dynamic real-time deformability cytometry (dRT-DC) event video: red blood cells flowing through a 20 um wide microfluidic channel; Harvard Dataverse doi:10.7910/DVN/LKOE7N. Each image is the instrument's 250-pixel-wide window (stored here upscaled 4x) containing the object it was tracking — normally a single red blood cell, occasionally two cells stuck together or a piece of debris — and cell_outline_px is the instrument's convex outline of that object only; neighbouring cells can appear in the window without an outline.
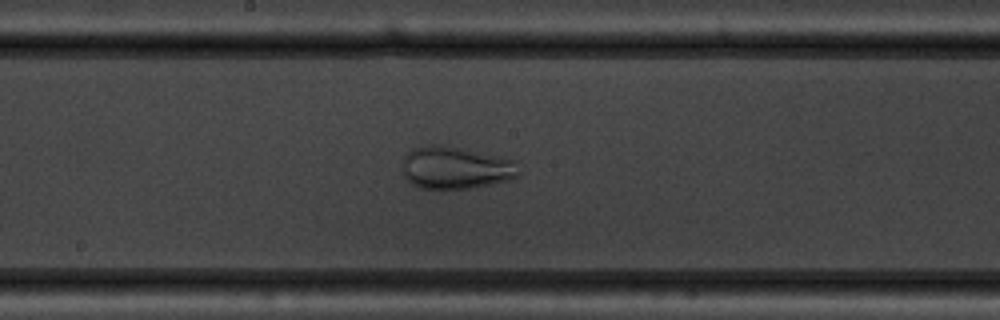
{"species": "common noctule bat (a hibernating species)", "species_latin": "Nyctalus noctula", "temperature_condition": "warm", "stored_images_in_passage": 45, "camera_frame_rate_fps": 3000, "um_per_image_px": 0.085, "animal": {"sex": "male", "body_mass_g": 19.5, "forearm_length_mm": 54.6}, "frame": {"image": 1, "passage_image": 20, "time_ms": 6.333, "image_size_px": [1000, 320], "cell_outline_px": [[520, 176], [512, 180], [472, 188], [420, 188], [412, 184], [404, 176], [404, 156], [412, 148], [432, 144], [444, 144], [512, 160]], "centroid_in_image_um": [38.71, 14.26], "position_along_channel_um": 209.5, "area_um2": 28.5}}
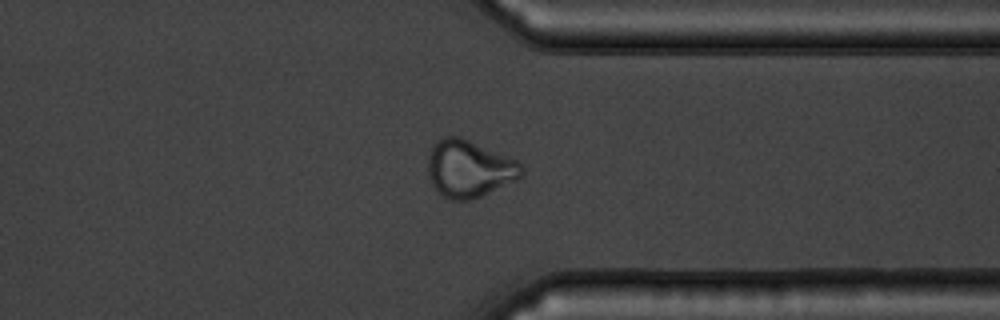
{"frame": {"image": 2, "passage_image": 33, "time_ms": 10.667, "image_size_px": [1000, 320], "cell_outline_px": [[524, 176], [516, 180], [472, 200], [452, 200], [444, 196], [432, 184], [428, 172], [428, 156], [436, 140], [444, 136], [460, 136], [520, 160], [524, 164]], "centroid_in_image_um": [39.94, 14.32], "position_along_channel_um": 371.5, "area_um2": 31.56}}
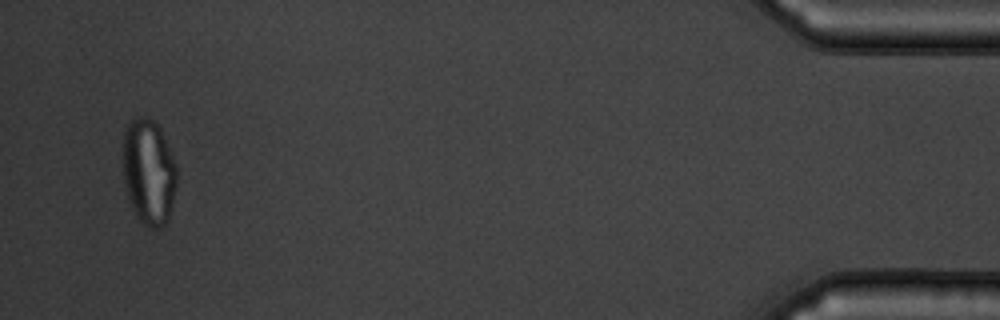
{"frame": {"image": 3, "passage_image": 43, "time_ms": 14.0, "image_size_px": [1000, 320], "cell_outline_px": [[176, 188], [168, 220], [160, 228], [152, 228], [144, 224], [140, 220], [132, 208], [128, 200], [124, 184], [124, 128], [136, 116], [148, 116], [160, 124], [176, 164]], "centroid_in_image_um": [12.65, 14.57], "position_along_channel_um": 422.5, "area_um2": 33.52}}